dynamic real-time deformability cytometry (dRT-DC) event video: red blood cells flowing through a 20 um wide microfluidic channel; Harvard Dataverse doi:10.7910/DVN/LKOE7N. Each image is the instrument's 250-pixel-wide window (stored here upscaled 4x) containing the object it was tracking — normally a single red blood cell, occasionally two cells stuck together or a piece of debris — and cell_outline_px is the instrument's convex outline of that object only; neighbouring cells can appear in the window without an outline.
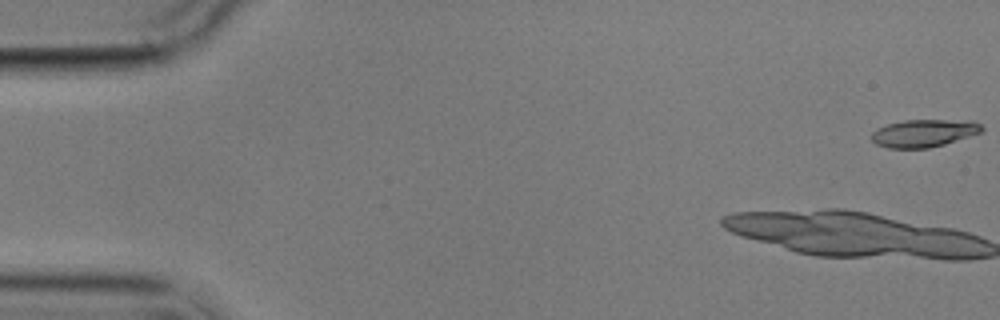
{"species": "common noctule bat (a hibernating species)", "species_latin": "Nyctalus noctula", "temperature_condition": "cold", "stored_images_in_passage": 5, "camera_frame_rate_fps": 3000, "um_per_image_px": 0.085, "animal": {"sex": "male", "body_mass_g": 17.9}, "frame": {"image": 1, "passage_image": 1, "time_ms": 0.0, "image_size_px": [1000, 320], "cell_outline_px": [[984, 128], [980, 132], [944, 144], [928, 148], [888, 148], [876, 144], [872, 140], [872, 132], [876, 128], [888, 124], [904, 120], [972, 120], [980, 124]], "centroid_in_image_um": [78.5, 11.31], "position_along_channel_um": 6.5, "area_um2": 17.63}}